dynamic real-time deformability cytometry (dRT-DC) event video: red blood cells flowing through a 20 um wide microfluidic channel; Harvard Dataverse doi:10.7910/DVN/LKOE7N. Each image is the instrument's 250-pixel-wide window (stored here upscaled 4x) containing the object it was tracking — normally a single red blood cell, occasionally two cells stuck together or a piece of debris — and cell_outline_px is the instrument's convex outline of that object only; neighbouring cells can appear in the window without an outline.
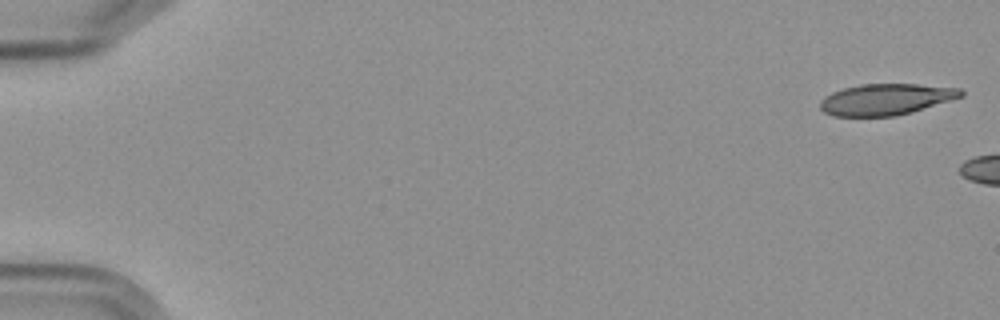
{"species": "Egyptian fruit bat (a non-hibernating species)", "species_latin": "Rousettus aegyptiacus", "temperature_condition": "cold", "stored_images_in_passage": 3, "camera_frame_rate_fps": 3000, "um_per_image_px": 0.085, "frame": {"image": 1, "passage_image": 1, "time_ms": 0.0, "image_size_px": [1000, 320], "cell_outline_px": [[964, 96], [952, 100], [912, 112], [896, 116], [832, 116], [824, 112], [820, 108], [820, 100], [824, 96], [832, 92], [844, 88], [860, 84], [916, 84], [960, 88], [964, 92]], "centroid_in_image_um": [75.3, 8.45], "position_along_channel_um": 9.7, "area_um2": 25.78}}